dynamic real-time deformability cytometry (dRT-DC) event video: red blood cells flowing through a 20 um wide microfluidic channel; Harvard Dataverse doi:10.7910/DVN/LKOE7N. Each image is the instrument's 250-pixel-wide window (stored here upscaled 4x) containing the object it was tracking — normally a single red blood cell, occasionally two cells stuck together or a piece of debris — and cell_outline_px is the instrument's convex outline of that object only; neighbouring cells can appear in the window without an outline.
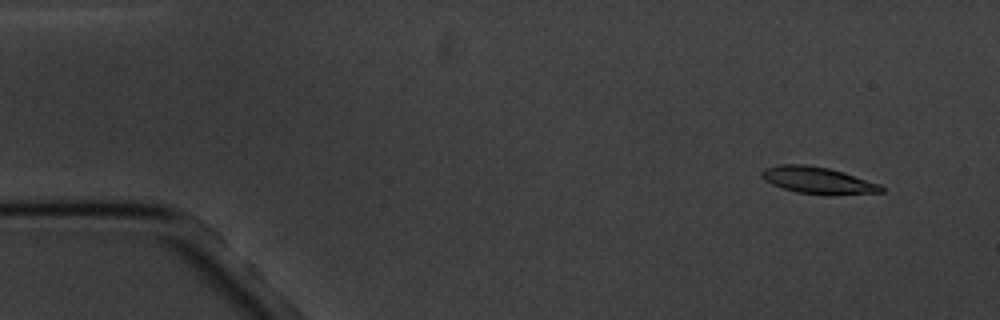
{"species": "common noctule bat (a hibernating species)", "species_latin": "Nyctalus noctula", "temperature_condition": "cold", "stored_images_in_passage": 5, "camera_frame_rate_fps": 3000, "um_per_image_px": 0.085, "animal": {"sex": "male", "body_mass_g": 20.1, "forearm_length_mm": 53.5}, "frame": {"image": 1, "passage_image": 1, "time_ms": 0.0, "image_size_px": [1000, 320], "cell_outline_px": [[884, 192], [796, 192], [772, 184], [764, 180], [760, 176], [760, 172], [764, 168], [780, 164], [808, 164], [828, 168], [844, 172], [880, 184], [884, 188]], "centroid_in_image_um": [69.41, 15.25], "position_along_channel_um": 15.6, "area_um2": 17.74}}
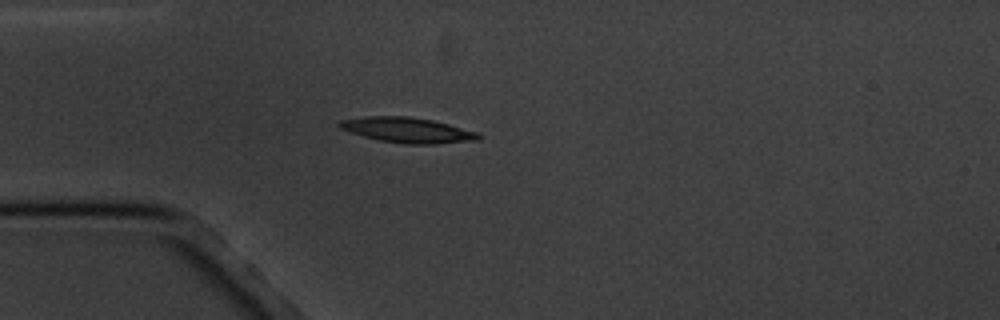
{"frame": {"image": 2, "passage_image": 4, "time_ms": 3.667, "image_size_px": [1000, 320], "cell_outline_px": [[480, 140], [436, 144], [404, 144], [380, 140], [364, 136], [340, 128], [336, 124], [340, 120], [364, 116], [408, 116], [432, 120], [480, 132]], "centroid_in_image_um": [34.66, 11.05], "position_along_channel_um": 50.3, "area_um2": 20.52}}